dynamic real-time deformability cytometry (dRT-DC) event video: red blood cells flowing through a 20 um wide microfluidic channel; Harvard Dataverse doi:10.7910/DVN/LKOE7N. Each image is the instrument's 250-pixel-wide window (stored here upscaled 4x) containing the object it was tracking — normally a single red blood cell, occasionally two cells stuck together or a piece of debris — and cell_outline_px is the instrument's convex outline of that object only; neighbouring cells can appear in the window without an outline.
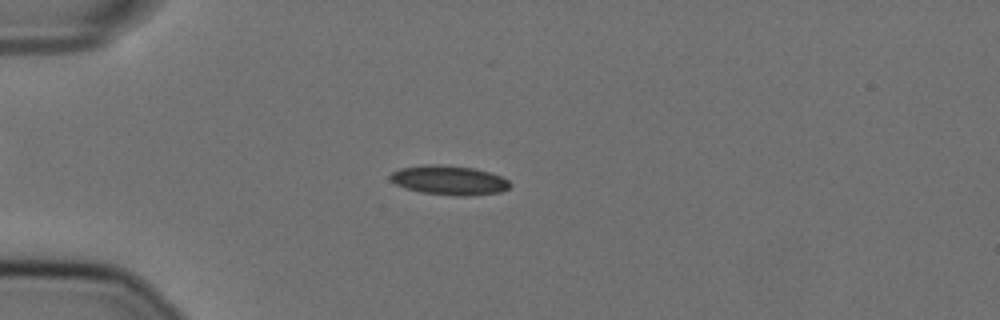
{"species": "Egyptian fruit bat (a non-hibernating species)", "species_latin": "Rousettus aegyptiacus", "temperature_condition": "cold", "stored_images_in_passage": 50, "camera_frame_rate_fps": 3000, "um_per_image_px": 0.085, "animal": {"sex": "female"}, "frame": {"image": 1, "passage_image": 9, "time_ms": 2.667, "image_size_px": [1000, 320], "cell_outline_px": [[512, 184], [508, 188], [500, 192], [472, 196], [456, 196], [420, 192], [404, 188], [396, 184], [388, 176], [392, 172], [400, 168], [424, 164], [440, 164], [472, 168], [488, 172], [500, 176], [508, 180]], "centroid_in_image_um": [38.16, 15.32], "position_along_channel_um": 46.8, "area_um2": 20.58}}
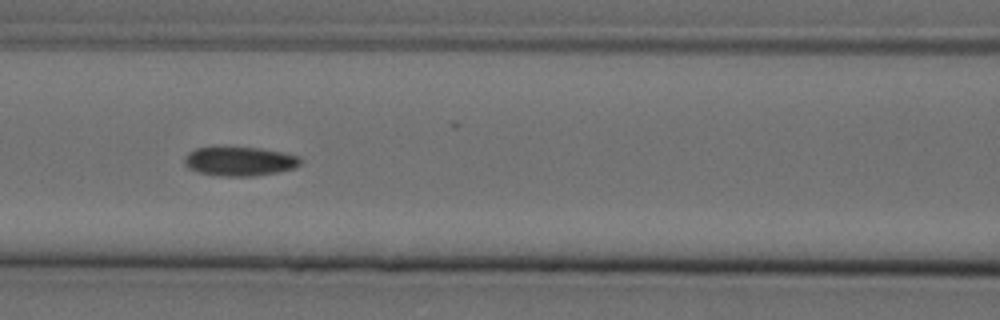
{"frame": {"image": 2, "passage_image": 19, "time_ms": 6.0, "image_size_px": [1000, 320], "cell_outline_px": [[300, 164], [296, 168], [276, 172], [252, 176], [220, 176], [200, 172], [188, 168], [184, 164], [184, 156], [188, 152], [196, 148], [212, 144], [220, 144], [260, 148], [284, 152], [300, 156]], "centroid_in_image_um": [20.31, 13.65], "position_along_channel_um": 146.3, "area_um2": 20.58}}
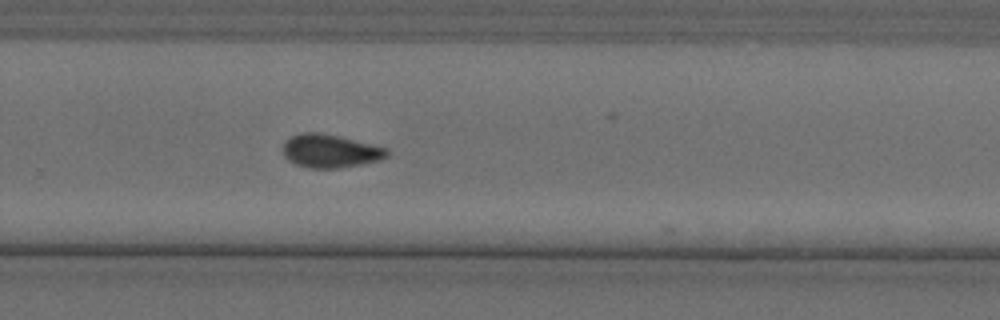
{"frame": {"image": 3, "passage_image": 32, "time_ms": 10.333, "image_size_px": [1000, 320], "cell_outline_px": [[388, 156], [380, 160], [340, 168], [308, 168], [296, 164], [288, 160], [284, 156], [284, 140], [300, 132], [320, 132], [340, 136], [388, 148]], "centroid_in_image_um": [28.06, 12.83], "position_along_channel_um": 301.7, "area_um2": 20.29}, "authors_computed_cell_mechanics": {"area_um2": 19.7965, "velocity_mm_per_s": 3.6113, "shape_relaxation_time_tau1_ms": null, "shape_relaxation_time_tau2_ms": 4.1767, "deformation_change_tau1": null, "deformation_change_tau2": 0.0754}}